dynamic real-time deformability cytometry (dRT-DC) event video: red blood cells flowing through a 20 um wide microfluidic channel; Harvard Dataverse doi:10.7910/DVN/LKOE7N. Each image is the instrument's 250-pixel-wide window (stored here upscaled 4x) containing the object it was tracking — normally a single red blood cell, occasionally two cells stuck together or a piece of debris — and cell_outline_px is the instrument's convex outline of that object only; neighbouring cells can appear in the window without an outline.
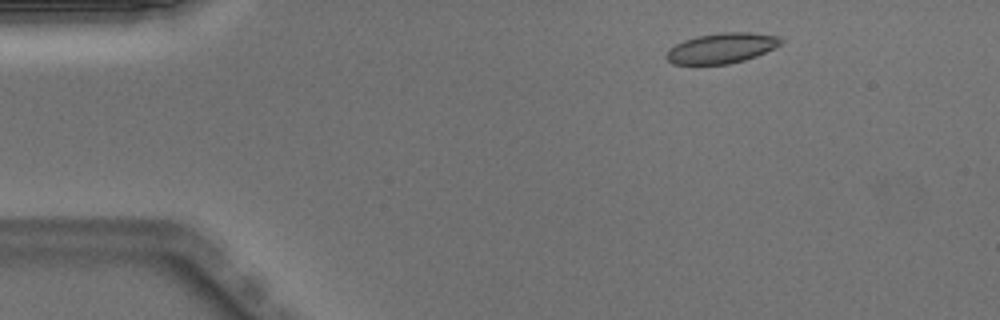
{"species": "Egyptian fruit bat (a non-hibernating species)", "species_latin": "Rousettus aegyptiacus", "temperature_condition": "warm", "stored_images_in_passage": 44, "camera_frame_rate_fps": 3000, "um_per_image_px": 0.085, "animal": {"sex": "male"}, "frame": {"image": 1, "passage_image": 1, "time_ms": 0.0, "image_size_px": [1000, 320], "cell_outline_px": [[784, 40], [776, 48], [756, 56], [744, 60], [728, 64], [672, 64], [664, 56], [676, 44], [684, 40], [700, 36], [720, 32], [748, 32], [780, 36]], "centroid_in_image_um": [61.39, 4.09], "position_along_channel_um": 23.6, "area_um2": 20.11}}
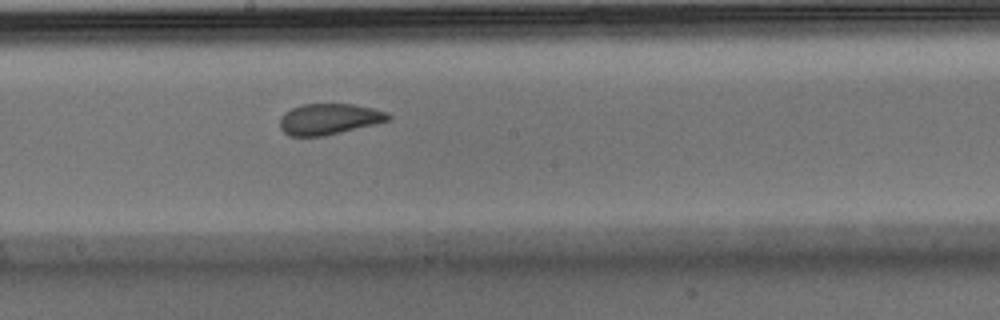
{"frame": {"image": 2, "passage_image": 21, "time_ms": 6.667, "image_size_px": [1000, 320], "cell_outline_px": [[392, 116], [388, 120], [324, 136], [288, 136], [280, 128], [280, 120], [284, 112], [300, 104], [352, 104], [372, 108], [388, 112]], "centroid_in_image_um": [27.93, 10.11], "position_along_channel_um": 220.3, "area_um2": 19.36}}
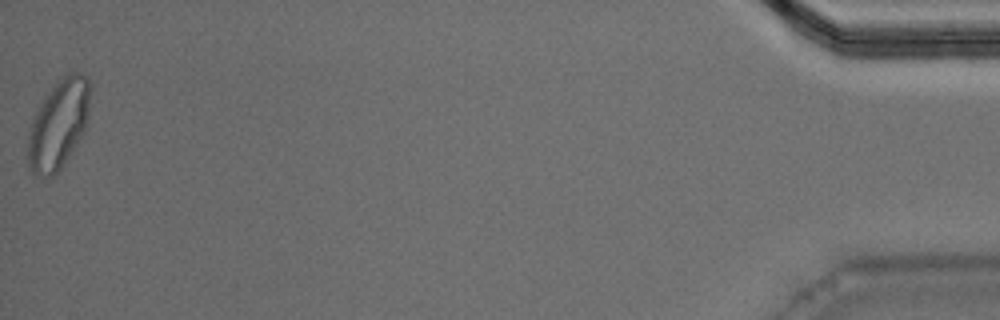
{"frame": {"image": 3, "passage_image": 44, "time_ms": 14.333, "image_size_px": [1000, 320], "cell_outline_px": [[88, 108], [84, 132], [60, 168], [52, 176], [36, 176], [32, 172], [28, 164], [28, 136], [32, 120], [44, 96], [64, 76], [76, 72], [80, 72], [88, 76]], "centroid_in_image_um": [4.94, 10.58], "position_along_channel_um": 430.3, "area_um2": 31.39}, "authors_computed_cell_mechanics": {"area_um2": 20.5768, "velocity_mm_per_s": 4.0081, "shape_relaxation_time_tau1_ms": 7.1247, "shape_relaxation_time_tau2_ms": 0.8452, "deformation_change_tau1": 0.1705, "deformation_change_tau2": 0.0634}}